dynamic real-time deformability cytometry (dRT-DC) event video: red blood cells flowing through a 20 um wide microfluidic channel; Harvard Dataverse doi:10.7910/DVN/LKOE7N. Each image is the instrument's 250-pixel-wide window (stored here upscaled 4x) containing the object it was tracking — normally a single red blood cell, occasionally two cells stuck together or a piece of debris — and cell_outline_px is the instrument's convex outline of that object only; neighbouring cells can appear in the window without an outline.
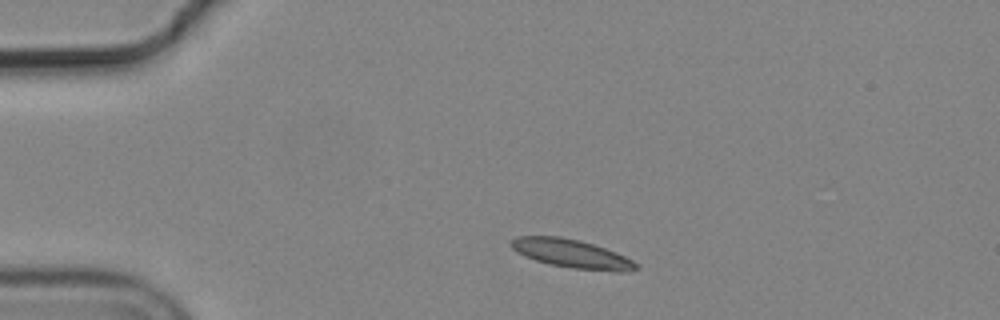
{"species": "common noctule bat (a hibernating species)", "species_latin": "Nyctalus noctula", "temperature_condition": "cold", "stored_images_in_passage": 4, "camera_frame_rate_fps": 3000, "um_per_image_px": 0.085, "animal": {"sex": "male", "body_mass_g": 19.2, "forearm_length_mm": 51.8}, "frame": {"image": 1, "passage_image": 1, "time_ms": 0.0, "image_size_px": [1000, 320], "cell_outline_px": [[640, 268], [628, 272], [616, 272], [572, 268], [548, 264], [524, 256], [516, 252], [508, 244], [516, 236], [560, 236], [580, 240], [616, 252], [640, 264]], "centroid_in_image_um": [48.61, 21.57], "position_along_channel_um": 36.4, "area_um2": 21.04}}